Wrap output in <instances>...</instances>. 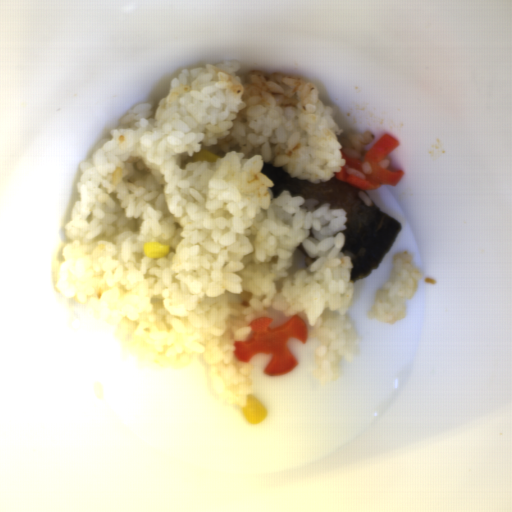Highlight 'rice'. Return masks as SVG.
<instances>
[{
    "mask_svg": "<svg viewBox=\"0 0 512 512\" xmlns=\"http://www.w3.org/2000/svg\"><path fill=\"white\" fill-rule=\"evenodd\" d=\"M414 258V253L405 249L393 256L391 274L376 292L367 318L391 326L403 319L406 302L414 299L424 274L423 268L414 262Z\"/></svg>",
    "mask_w": 512,
    "mask_h": 512,
    "instance_id": "obj_2",
    "label": "rice"
},
{
    "mask_svg": "<svg viewBox=\"0 0 512 512\" xmlns=\"http://www.w3.org/2000/svg\"><path fill=\"white\" fill-rule=\"evenodd\" d=\"M359 197L365 202L367 203L368 205H375L373 199L370 197V195L368 193H366L364 190H360L359 192Z\"/></svg>",
    "mask_w": 512,
    "mask_h": 512,
    "instance_id": "obj_3",
    "label": "rice"
},
{
    "mask_svg": "<svg viewBox=\"0 0 512 512\" xmlns=\"http://www.w3.org/2000/svg\"><path fill=\"white\" fill-rule=\"evenodd\" d=\"M239 61L183 69L160 101L135 105L79 165L78 197L52 262L56 291L110 325L132 356L160 369L205 365L217 401L254 396L251 363L233 354L251 322L299 315L317 340L319 384L353 364L360 339L347 316L353 260L347 213L283 190L264 162L311 183L345 170L362 181L375 138L346 130L318 85L280 71L240 75ZM209 149L214 163L195 161ZM149 241L169 246L150 260Z\"/></svg>",
    "mask_w": 512,
    "mask_h": 512,
    "instance_id": "obj_1",
    "label": "rice"
}]
</instances>
